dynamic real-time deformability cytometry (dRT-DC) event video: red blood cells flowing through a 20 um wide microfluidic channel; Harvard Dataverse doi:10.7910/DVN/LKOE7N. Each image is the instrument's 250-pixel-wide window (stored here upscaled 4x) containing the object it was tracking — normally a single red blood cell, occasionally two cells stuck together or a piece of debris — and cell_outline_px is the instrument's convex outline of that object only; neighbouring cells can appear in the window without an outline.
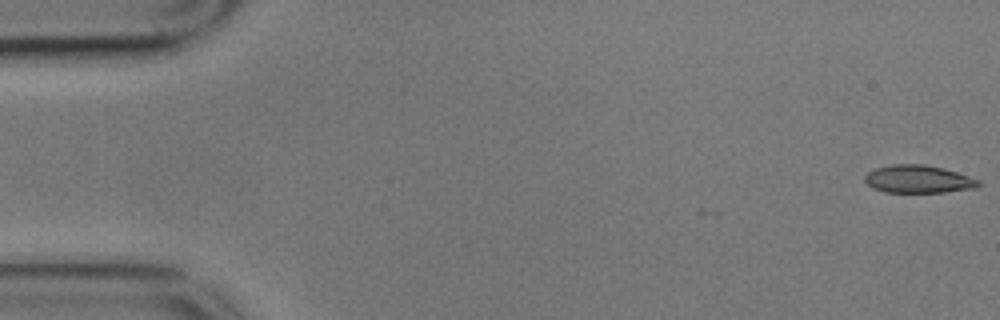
{"species": "common noctule bat (a hibernating species)", "species_latin": "Nyctalus noctula", "temperature_condition": "cold", "stored_images_in_passage": 8, "camera_frame_rate_fps": 3000, "um_per_image_px": 0.085, "animal": {"sex": "male", "body_mass_g": 17.9}, "frame": {"image": 1, "passage_image": 1, "time_ms": 0.0, "image_size_px": [1000, 320], "cell_outline_px": [[980, 184], [976, 188], [944, 192], [884, 192], [868, 184], [864, 180], [864, 176], [868, 172], [876, 168], [892, 164], [924, 164], [944, 168], [980, 180]], "centroid_in_image_um": [78.06, 15.22], "position_along_channel_um": 6.9, "area_um2": 18.32}}